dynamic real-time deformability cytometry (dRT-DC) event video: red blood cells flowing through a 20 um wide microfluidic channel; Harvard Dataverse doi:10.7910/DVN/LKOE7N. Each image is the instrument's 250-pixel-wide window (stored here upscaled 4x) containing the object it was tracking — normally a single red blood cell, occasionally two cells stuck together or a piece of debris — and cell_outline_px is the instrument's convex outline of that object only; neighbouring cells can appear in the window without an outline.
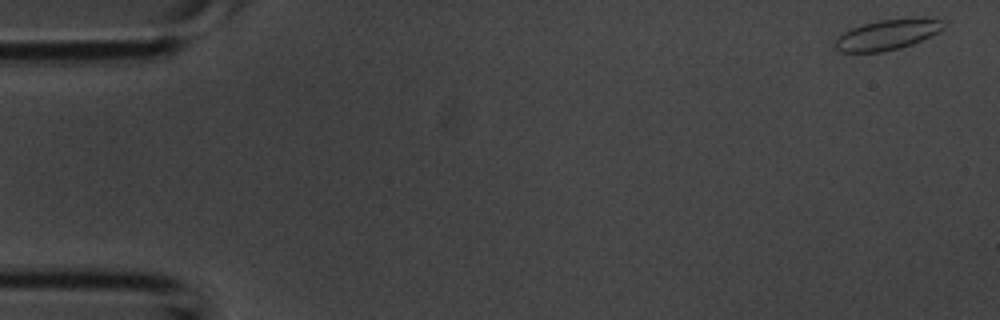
{"species": "common noctule bat (a hibernating species)", "species_latin": "Nyctalus noctula", "temperature_condition": "room temperature", "stored_images_in_passage": 12, "camera_frame_rate_fps": 3000, "um_per_image_px": 0.085, "animal": {"sex": "male", "body_mass_g": 20.1, "forearm_length_mm": 53.5}, "frame": {"image": 1, "passage_image": 1, "time_ms": 0.0, "image_size_px": [1000, 320], "cell_outline_px": [[944, 28], [912, 44], [900, 48], [884, 52], [840, 52], [836, 48], [836, 40], [844, 32], [852, 28], [864, 24], [880, 20], [944, 20]], "centroid_in_image_um": [75.35, 2.99], "position_along_channel_um": 9.7, "area_um2": 18.21}}
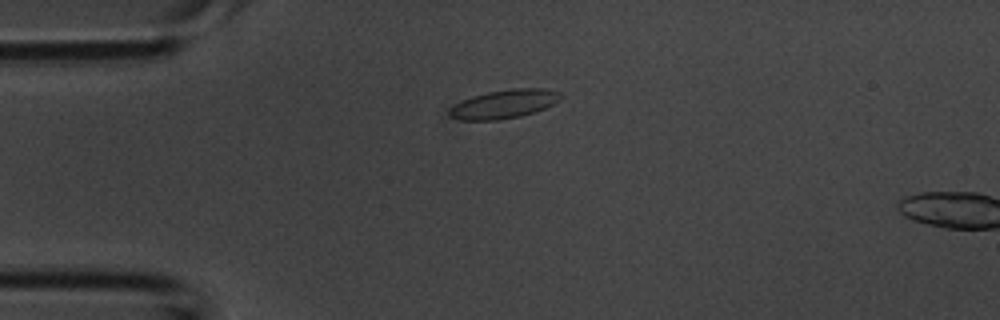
{"frame": {"image": 2, "passage_image": 10, "time_ms": 3.0, "image_size_px": [1000, 320], "cell_outline_px": [[564, 96], [560, 100], [544, 108], [520, 116], [496, 120], [460, 120], [448, 116], [448, 108], [472, 96], [488, 92], [512, 88], [544, 88], [560, 92]], "centroid_in_image_um": [42.84, 8.84], "position_along_channel_um": 42.2, "area_um2": 18.55}}